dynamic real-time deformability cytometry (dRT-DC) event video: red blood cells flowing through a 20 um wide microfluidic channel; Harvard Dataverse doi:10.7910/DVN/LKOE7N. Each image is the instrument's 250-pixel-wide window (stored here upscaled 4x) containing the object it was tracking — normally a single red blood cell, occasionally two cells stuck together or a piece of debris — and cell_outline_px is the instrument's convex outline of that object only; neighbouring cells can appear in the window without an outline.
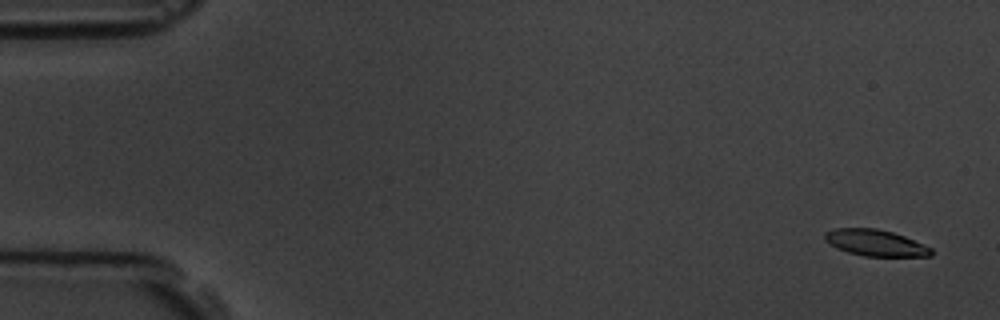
{"species": "common noctule bat (a hibernating species)", "species_latin": "Nyctalus noctula", "temperature_condition": "room temperature", "stored_images_in_passage": 5, "camera_frame_rate_fps": 3000, "um_per_image_px": 0.085, "animal": {"sex": "male", "body_mass_g": 19.5, "forearm_length_mm": 54.6}, "frame": {"image": 1, "passage_image": 1, "time_ms": 0.0, "image_size_px": [1000, 320], "cell_outline_px": [[932, 256], [864, 256], [848, 252], [836, 248], [824, 240], [824, 232], [836, 228], [876, 228], [892, 232], [904, 236], [932, 248]], "centroid_in_image_um": [74.38, 20.64], "position_along_channel_um": 10.6, "area_um2": 16.3}}
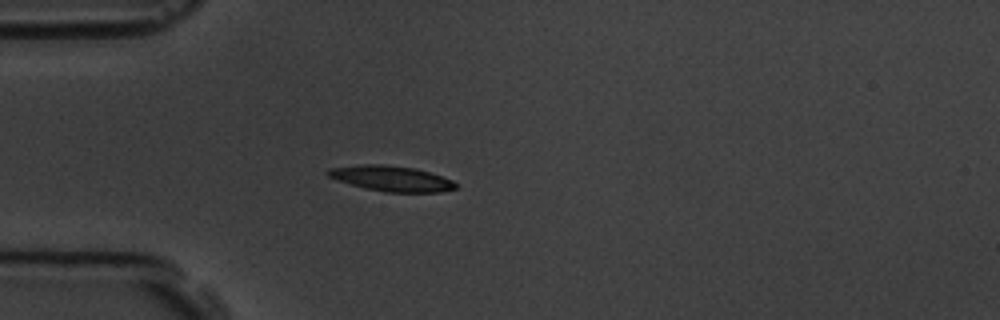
{"frame": {"image": 2, "passage_image": 5, "time_ms": 4.667, "image_size_px": [1000, 320], "cell_outline_px": [[456, 188], [440, 192], [384, 192], [364, 188], [336, 180], [328, 176], [324, 172], [328, 168], [364, 164], [380, 164], [412, 168], [428, 172], [452, 180], [456, 184]], "centroid_in_image_um": [33.2, 15.18], "position_along_channel_um": 51.8, "area_um2": 18.79}}